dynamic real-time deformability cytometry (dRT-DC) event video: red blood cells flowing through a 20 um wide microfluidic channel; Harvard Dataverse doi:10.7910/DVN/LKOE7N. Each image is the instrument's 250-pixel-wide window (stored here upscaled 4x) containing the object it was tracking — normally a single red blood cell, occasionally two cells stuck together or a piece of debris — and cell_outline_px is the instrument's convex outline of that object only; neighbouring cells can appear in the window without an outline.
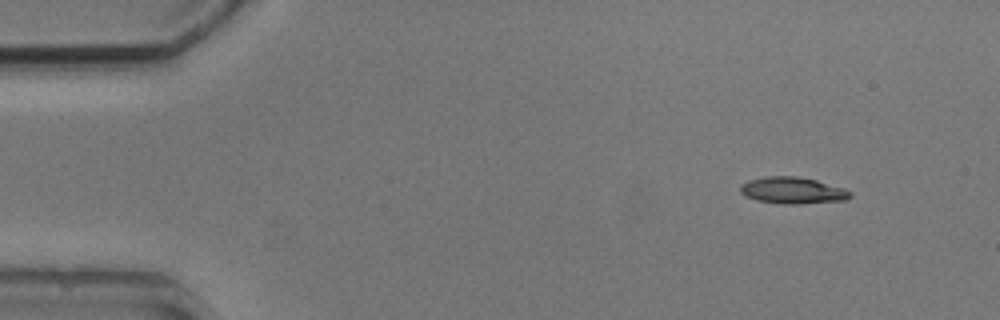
{"species": "common noctule bat (a hibernating species)", "species_latin": "Nyctalus noctula", "temperature_condition": "cold", "stored_images_in_passage": 6, "camera_frame_rate_fps": 3000, "um_per_image_px": 0.085, "animal": {"sex": "male", "body_mass_g": 20.5, "forearm_length_mm": 52.5}, "frame": {"image": 1, "passage_image": 1, "time_ms": 0.0, "image_size_px": [1000, 320], "cell_outline_px": [[852, 196], [844, 200], [800, 204], [780, 204], [756, 200], [744, 196], [740, 192], [740, 184], [748, 180], [768, 176], [796, 176], [816, 180], [844, 188], [852, 192]], "centroid_in_image_um": [67.35, 16.19], "position_along_channel_um": 17.7, "area_um2": 17.17}}
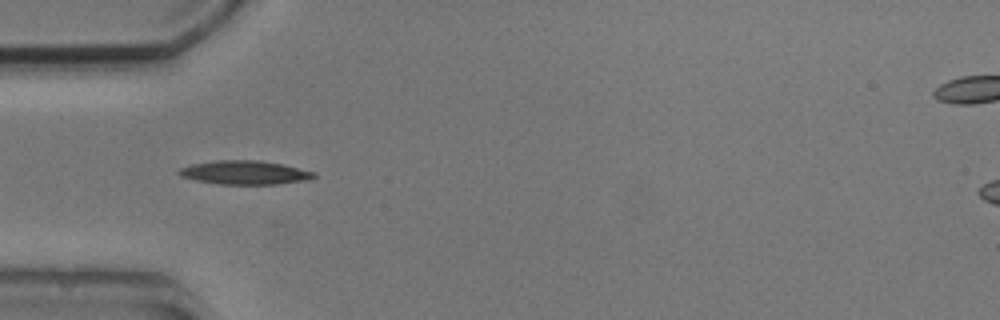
{"frame": {"image": 2, "passage_image": 4, "time_ms": 3.667, "image_size_px": [1000, 320], "cell_outline_px": [[316, 176], [308, 180], [276, 184], [220, 184], [196, 180], [180, 176], [176, 172], [180, 168], [192, 164], [216, 160], [260, 160], [280, 164], [316, 172]], "centroid_in_image_um": [20.79, 14.66], "position_along_channel_um": 64.2, "area_um2": 18.61}}